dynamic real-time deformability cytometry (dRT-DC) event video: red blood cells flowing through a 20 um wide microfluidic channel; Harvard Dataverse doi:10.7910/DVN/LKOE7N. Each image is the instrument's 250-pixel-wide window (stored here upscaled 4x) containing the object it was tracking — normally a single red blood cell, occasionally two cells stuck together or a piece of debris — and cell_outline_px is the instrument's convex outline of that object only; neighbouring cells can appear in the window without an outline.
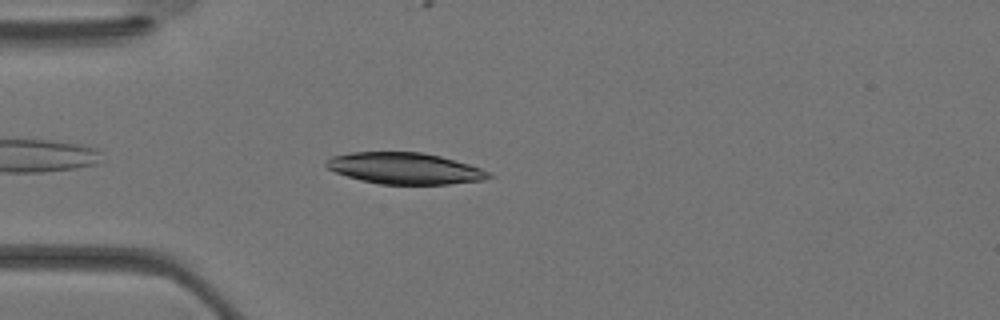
{"species": "Egyptian fruit bat (a non-hibernating species)", "species_latin": "Rousettus aegyptiacus", "temperature_condition": "warm", "stored_images_in_passage": 26, "camera_frame_rate_fps": 3000, "um_per_image_px": 0.085, "animal": {"sex": "female"}, "frame": {"image": 1, "passage_image": 2, "time_ms": 0.333, "image_size_px": [1000, 320], "cell_outline_px": [[492, 176], [484, 180], [448, 184], [380, 184], [360, 180], [336, 172], [328, 168], [324, 164], [332, 156], [352, 152], [420, 152], [440, 156], [468, 164], [480, 168], [488, 172]], "centroid_in_image_um": [34.39, 14.31], "position_along_channel_um": 50.6, "area_um2": 29.42}}
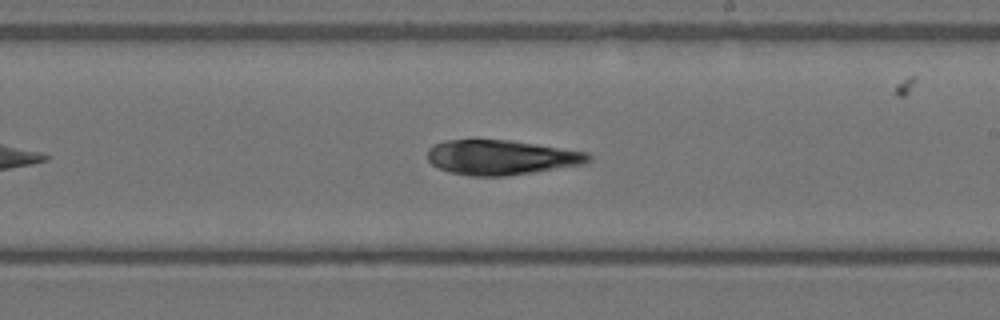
{"frame": {"image": 2, "passage_image": 13, "time_ms": 4.0, "image_size_px": [1000, 320], "cell_outline_px": [[592, 160], [588, 164], [504, 176], [472, 176], [448, 172], [432, 164], [428, 160], [428, 148], [432, 144], [444, 140], [508, 140], [536, 144], [588, 152], [592, 156]], "centroid_in_image_um": [42.63, 13.38], "position_along_channel_um": 246.4, "area_um2": 32.77}}
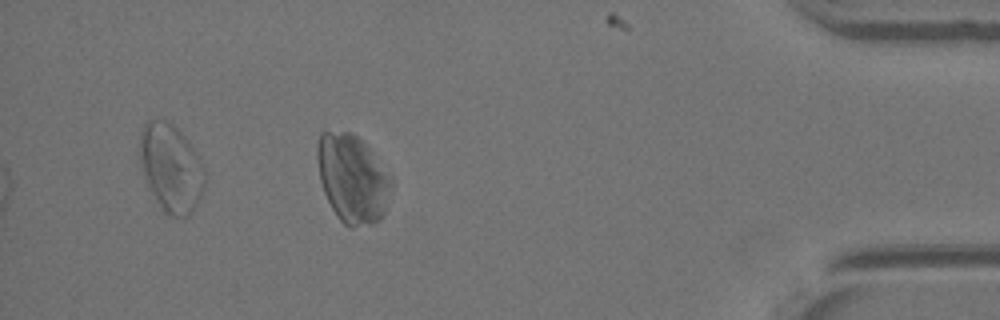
{"frame": {"image": 3, "passage_image": 24, "time_ms": 7.667, "image_size_px": [1000, 320], "cell_outline_px": [[392, 184], [384, 212], [380, 220], [372, 224], [352, 228], [344, 224], [336, 216], [324, 192], [320, 180], [316, 156], [316, 144], [320, 132], [352, 132], [368, 148], [392, 176]], "centroid_in_image_um": [29.94, 15.19], "position_along_channel_um": 405.3, "area_um2": 38.09}}